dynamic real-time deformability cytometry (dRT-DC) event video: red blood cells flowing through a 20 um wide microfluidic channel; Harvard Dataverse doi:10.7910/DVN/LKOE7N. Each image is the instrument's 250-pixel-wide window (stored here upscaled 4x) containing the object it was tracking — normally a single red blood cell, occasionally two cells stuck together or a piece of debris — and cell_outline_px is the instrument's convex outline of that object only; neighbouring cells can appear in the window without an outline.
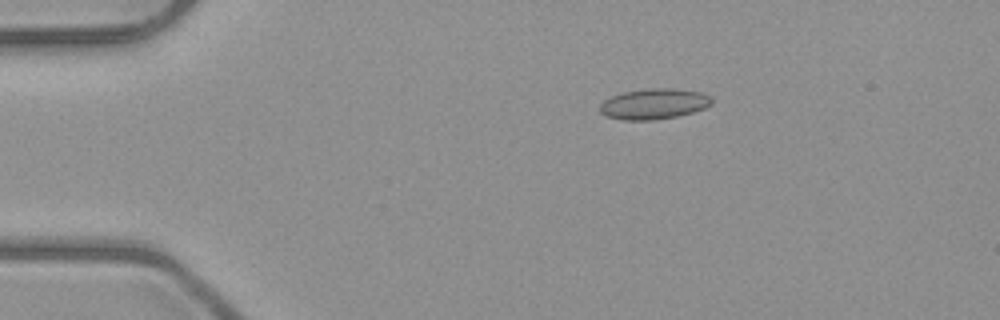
{"species": "common noctule bat (a hibernating species)", "species_latin": "Nyctalus noctula", "temperature_condition": "room temperature", "stored_images_in_passage": 2, "camera_frame_rate_fps": 3000, "um_per_image_px": 0.085, "animal": {"sex": "male", "body_mass_g": 23.1, "forearm_length_mm": 52.7}, "frame": {"image": 1, "passage_image": 1, "time_ms": 0.0, "image_size_px": [1000, 320], "cell_outline_px": [[712, 104], [704, 108], [692, 112], [676, 116], [652, 120], [624, 120], [604, 116], [600, 112], [600, 104], [604, 100], [612, 96], [624, 92], [648, 88], [672, 88], [700, 92], [708, 96], [712, 100]], "centroid_in_image_um": [55.55, 8.83], "position_along_channel_um": 29.4, "area_um2": 19.83}}